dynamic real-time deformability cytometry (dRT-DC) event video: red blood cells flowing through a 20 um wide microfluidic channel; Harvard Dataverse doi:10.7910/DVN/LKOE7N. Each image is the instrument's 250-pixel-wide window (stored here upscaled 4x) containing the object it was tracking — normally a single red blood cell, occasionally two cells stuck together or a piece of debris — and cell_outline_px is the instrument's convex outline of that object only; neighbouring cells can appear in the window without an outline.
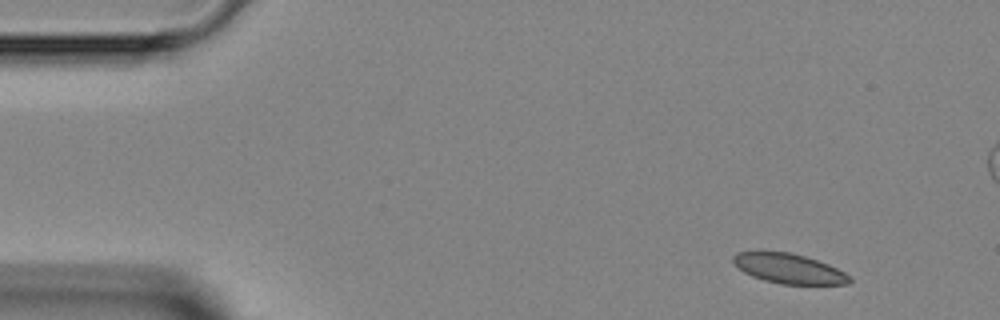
{"species": "Egyptian fruit bat (a non-hibernating species)", "species_latin": "Rousettus aegyptiacus", "temperature_condition": "room temperature", "stored_images_in_passage": 44, "camera_frame_rate_fps": 3000, "um_per_image_px": 0.085, "animal": {"sex": "female"}, "frame": {"image": 1, "passage_image": 1, "time_ms": 0.0, "image_size_px": [1000, 320], "cell_outline_px": [[852, 280], [848, 284], [780, 284], [764, 280], [752, 276], [744, 272], [732, 260], [732, 256], [736, 252], [756, 248], [760, 248], [788, 252], [804, 256], [828, 264], [844, 272]], "centroid_in_image_um": [66.95, 22.77], "position_along_channel_um": 18.0, "area_um2": 20.69}}
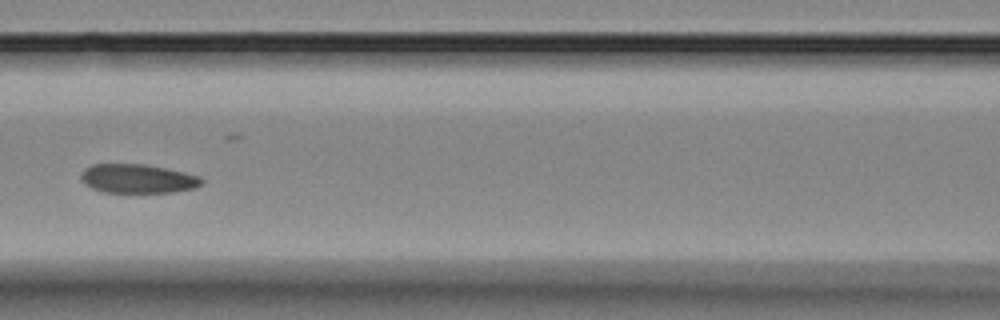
{"frame": {"image": 2, "passage_image": 17, "time_ms": 5.333, "image_size_px": [1000, 320], "cell_outline_px": [[204, 180], [196, 188], [172, 192], [104, 192], [92, 188], [84, 184], [80, 176], [84, 168], [92, 164], [144, 164], [164, 168], [200, 176]], "centroid_in_image_um": [11.68, 15.18], "position_along_channel_um": 154.9, "area_um2": 20.29}}
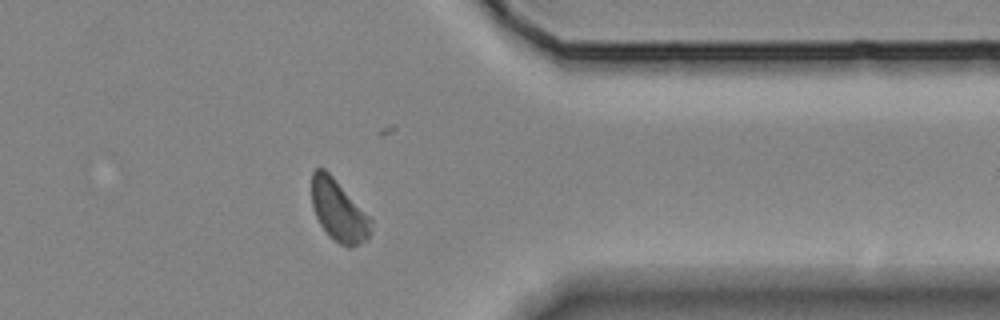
{"frame": {"image": 3, "passage_image": 34, "time_ms": 11.0, "image_size_px": [1000, 320], "cell_outline_px": [[372, 232], [368, 240], [352, 248], [348, 248], [340, 244], [328, 236], [320, 224], [316, 216], [312, 204], [312, 172], [316, 168], [324, 168], [332, 176], [372, 220]], "centroid_in_image_um": [28.8, 17.96], "position_along_channel_um": 382.6, "area_um2": 21.15}}